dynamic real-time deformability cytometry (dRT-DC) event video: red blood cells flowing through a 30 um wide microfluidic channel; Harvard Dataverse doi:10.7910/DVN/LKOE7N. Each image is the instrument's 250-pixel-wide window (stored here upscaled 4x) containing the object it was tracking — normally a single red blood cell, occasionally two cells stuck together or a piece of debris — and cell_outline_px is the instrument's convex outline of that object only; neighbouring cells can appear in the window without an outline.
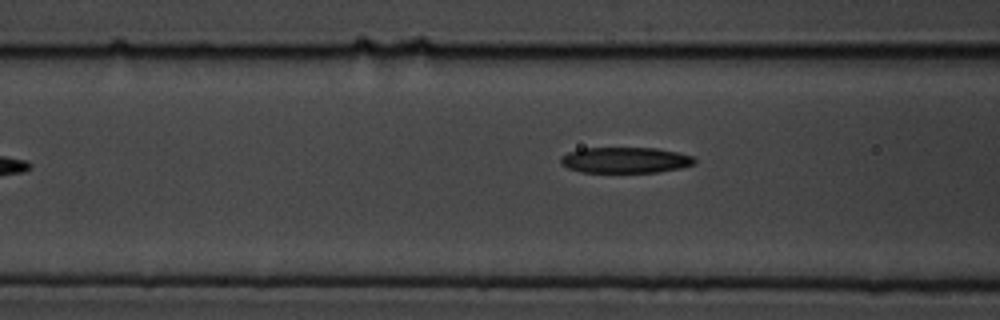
{"species": "common noctule bat (a hibernating species)", "species_latin": "Nyctalus noctula", "temperature_condition": "cold", "stored_images_in_passage": 10, "segment_of_instrument_passage": [2, 2], "camera_frame_rate_fps": 3000, "um_per_image_px": 0.085, "animal": {"sex": "male", "body_mass_g": 19.5, "forearm_length_mm": 54.6}, "frame": {"image": 1, "passage_image": 10, "time_ms": 3.0, "image_size_px": [1000, 320], "cell_outline_px": [[696, 164], [680, 168], [660, 172], [580, 172], [568, 168], [560, 164], [560, 156], [568, 152], [584, 148], [656, 148], [676, 152], [692, 156], [696, 160]], "centroid_in_image_um": [53.13, 13.61], "position_along_channel_um": 113.5, "area_um2": 20.23}}